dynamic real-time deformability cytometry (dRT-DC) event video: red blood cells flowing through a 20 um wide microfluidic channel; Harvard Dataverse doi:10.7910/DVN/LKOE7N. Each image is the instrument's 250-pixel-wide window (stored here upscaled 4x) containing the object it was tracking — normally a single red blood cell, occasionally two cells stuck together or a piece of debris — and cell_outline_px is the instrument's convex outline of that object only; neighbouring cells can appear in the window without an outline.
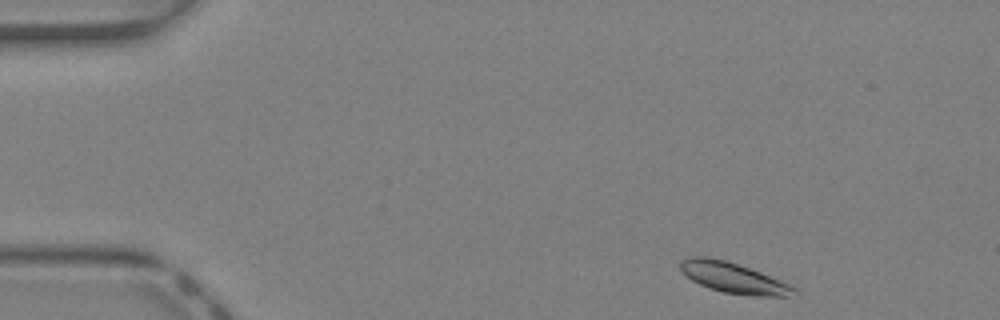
{"species": "Egyptian fruit bat (a non-hibernating species)", "species_latin": "Rousettus aegyptiacus", "temperature_condition": "warm", "stored_images_in_passage": 41, "camera_frame_rate_fps": 3000, "um_per_image_px": 0.085, "animal": {"sex": "female"}, "frame": {"image": 1, "passage_image": 2, "time_ms": 0.333, "image_size_px": [1000, 320], "cell_outline_px": [[800, 292], [788, 296], [752, 296], [724, 292], [708, 288], [692, 280], [680, 272], [680, 260], [692, 256], [708, 256], [724, 260], [760, 272], [792, 284]], "centroid_in_image_um": [62.34, 23.62], "position_along_channel_um": 22.7, "area_um2": 20.35}}
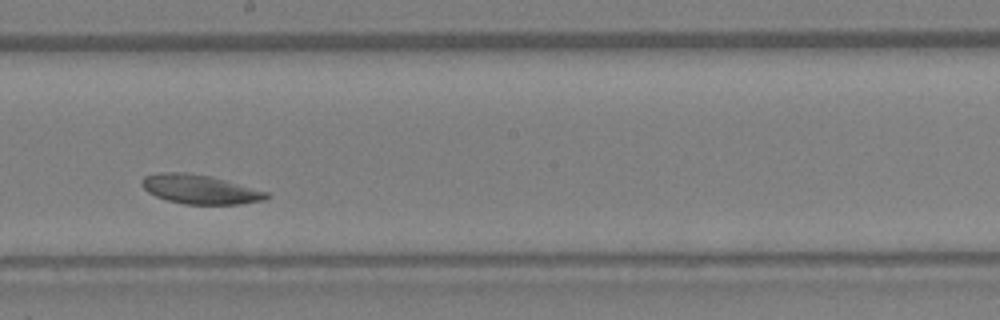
{"frame": {"image": 2, "passage_image": 23, "time_ms": 7.333, "image_size_px": [1000, 320], "cell_outline_px": [[272, 196], [268, 200], [240, 204], [184, 204], [168, 200], [156, 196], [148, 192], [140, 184], [140, 180], [144, 176], [160, 172], [184, 172], [208, 176], [224, 180], [268, 192]], "centroid_in_image_um": [17.0, 16.1], "position_along_channel_um": 231.2, "area_um2": 21.15}}
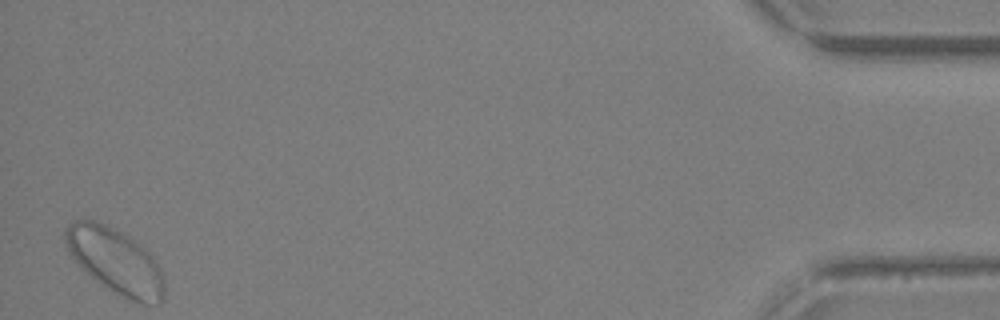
{"frame": {"image": 3, "passage_image": 41, "time_ms": 13.333, "image_size_px": [1000, 320], "cell_outline_px": [[164, 296], [160, 304], [140, 304], [128, 300], [100, 284], [68, 252], [64, 240], [64, 232], [68, 224], [84, 216], [104, 224], [120, 232], [144, 248], [152, 256], [160, 268], [164, 276]], "centroid_in_image_um": [9.81, 22.19], "position_along_channel_um": 425.4, "area_um2": 37.57}}